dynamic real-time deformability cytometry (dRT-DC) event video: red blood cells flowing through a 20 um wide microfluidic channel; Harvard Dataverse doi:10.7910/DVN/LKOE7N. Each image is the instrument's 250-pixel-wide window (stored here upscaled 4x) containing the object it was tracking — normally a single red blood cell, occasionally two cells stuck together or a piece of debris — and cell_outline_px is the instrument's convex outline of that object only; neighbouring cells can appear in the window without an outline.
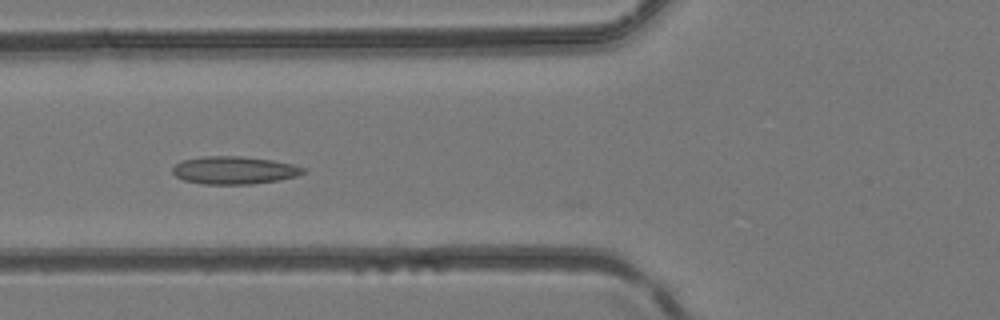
{"species": "common noctule bat (a hibernating species)", "species_latin": "Nyctalus noctula", "temperature_condition": "room temperature", "stored_images_in_passage": 42, "camera_frame_rate_fps": 3000, "um_per_image_px": 0.085, "animal": {"sex": "female", "body_mass_g": 24.6, "forearm_length_mm": 56.2}, "frame": {"image": 1, "passage_image": 17, "time_ms": 5.333, "image_size_px": [1000, 320], "cell_outline_px": [[304, 172], [296, 176], [280, 180], [252, 184], [204, 184], [184, 180], [176, 176], [172, 172], [172, 168], [180, 160], [204, 156], [240, 156], [272, 160], [292, 164], [304, 168]], "centroid_in_image_um": [19.88, 14.47], "position_along_channel_um": 105.9, "area_um2": 21.1}}
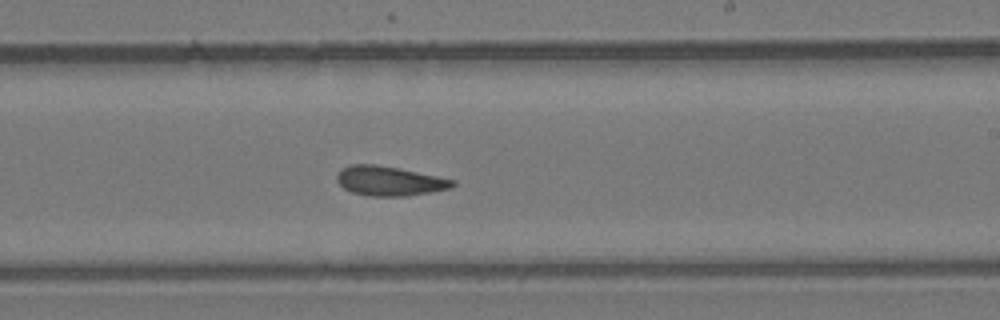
{"frame": {"image": 2, "passage_image": 26, "time_ms": 8.333, "image_size_px": [1000, 320], "cell_outline_px": [[456, 184], [452, 188], [408, 196], [368, 196], [352, 192], [344, 188], [336, 180], [336, 176], [340, 168], [352, 164], [376, 164], [456, 180]], "centroid_in_image_um": [33.08, 15.38], "position_along_channel_um": 255.9, "area_um2": 19.88}}
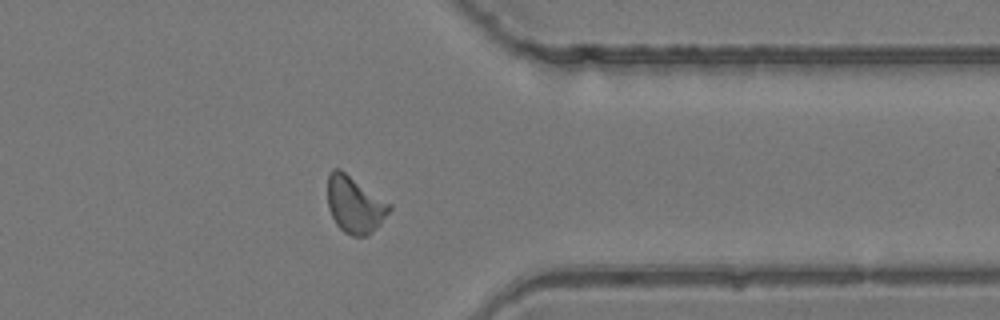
{"frame": {"image": 3, "passage_image": 34, "time_ms": 11.0, "image_size_px": [1000, 320], "cell_outline_px": [[392, 208], [380, 224], [368, 236], [352, 236], [344, 232], [336, 224], [328, 208], [328, 176], [332, 168], [340, 168], [392, 204]], "centroid_in_image_um": [30.16, 17.38], "position_along_channel_um": 381.2, "area_um2": 20.58}}